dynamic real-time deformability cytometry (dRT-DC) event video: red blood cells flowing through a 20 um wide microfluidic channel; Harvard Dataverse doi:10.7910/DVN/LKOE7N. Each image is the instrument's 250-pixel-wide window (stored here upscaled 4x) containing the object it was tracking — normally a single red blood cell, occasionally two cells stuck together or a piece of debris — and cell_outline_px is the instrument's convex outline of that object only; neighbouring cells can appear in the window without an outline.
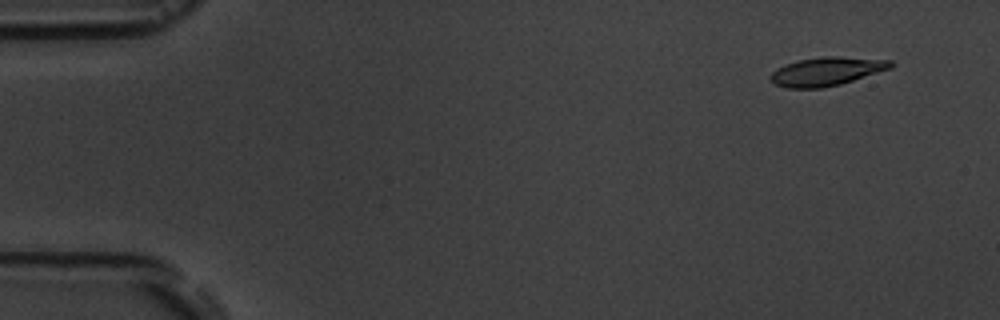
{"species": "common noctule bat (a hibernating species)", "species_latin": "Nyctalus noctula", "temperature_condition": "room temperature", "stored_images_in_passage": 5, "segment_of_instrument_passage": [1, 2], "camera_frame_rate_fps": 3000, "um_per_image_px": 0.085, "animal": {"sex": "male", "body_mass_g": 19.5, "forearm_length_mm": 54.6}, "frame": {"image": 1, "passage_image": 1, "time_ms": 0.0, "image_size_px": [1000, 320], "cell_outline_px": [[896, 64], [892, 68], [840, 84], [820, 88], [788, 88], [776, 84], [772, 80], [772, 72], [776, 68], [784, 64], [800, 60], [824, 56], [840, 56], [892, 60]], "centroid_in_image_um": [70.31, 6.05], "position_along_channel_um": 14.7, "area_um2": 19.94}}
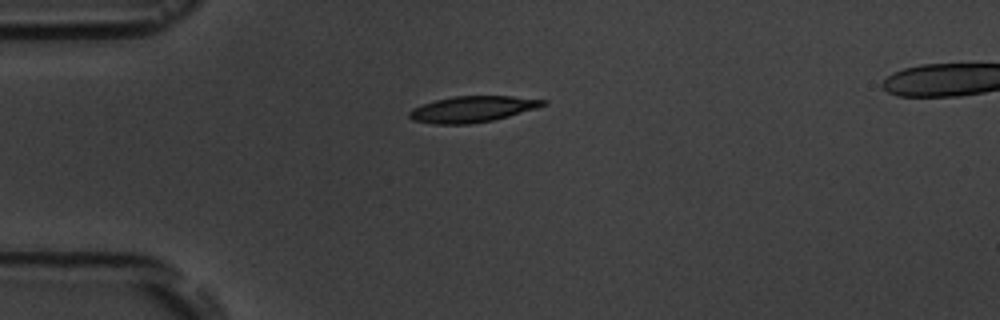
{"frame": {"image": 2, "passage_image": 4, "time_ms": 3.333, "image_size_px": [1000, 320], "cell_outline_px": [[548, 104], [536, 108], [508, 116], [492, 120], [468, 124], [432, 124], [412, 120], [408, 116], [408, 112], [412, 108], [436, 100], [452, 96], [512, 96], [548, 100]], "centroid_in_image_um": [40.14, 9.27], "position_along_channel_um": 44.9, "area_um2": 20.29}}